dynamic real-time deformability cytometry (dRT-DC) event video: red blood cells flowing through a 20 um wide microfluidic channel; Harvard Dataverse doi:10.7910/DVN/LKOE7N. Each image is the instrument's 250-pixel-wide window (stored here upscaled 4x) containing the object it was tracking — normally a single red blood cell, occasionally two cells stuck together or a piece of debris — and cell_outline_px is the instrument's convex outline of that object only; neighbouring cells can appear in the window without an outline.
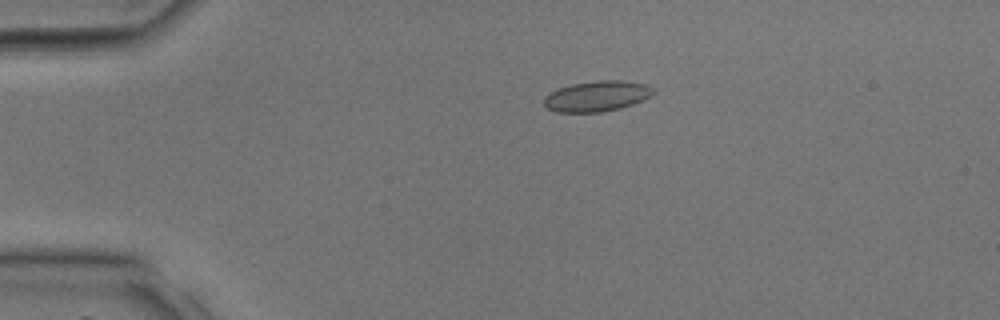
{"species": "common noctule bat (a hibernating species)", "species_latin": "Nyctalus noctula", "temperature_condition": "room temperature", "stored_images_in_passage": 29, "camera_frame_rate_fps": 3000, "um_per_image_px": 0.085, "animal": {"sex": "male", "body_mass_g": 17.9, "forearm_length_mm": 54.2}, "frame": {"image": 1, "passage_image": 1, "time_ms": 0.0, "image_size_px": [1000, 320], "cell_outline_px": [[656, 92], [652, 96], [632, 104], [620, 108], [600, 112], [556, 112], [548, 108], [544, 104], [544, 96], [560, 88], [572, 84], [596, 80], [620, 80], [648, 84]], "centroid_in_image_um": [50.77, 8.17], "position_along_channel_um": 34.2, "area_um2": 19.42}}
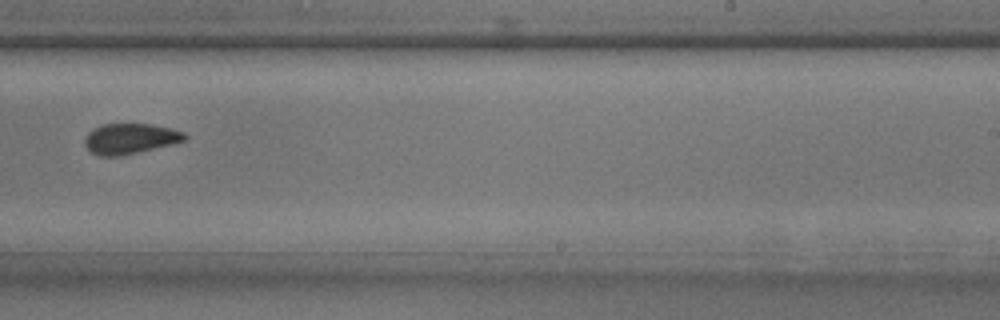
{"frame": {"image": 2, "passage_image": 16, "time_ms": 5.0, "image_size_px": [1000, 320], "cell_outline_px": [[188, 140], [172, 144], [136, 152], [116, 156], [100, 156], [92, 152], [84, 144], [84, 136], [92, 128], [100, 124], [152, 124], [184, 132], [188, 136]], "centroid_in_image_um": [11.04, 11.77], "position_along_channel_um": 278.0, "area_um2": 17.69}}
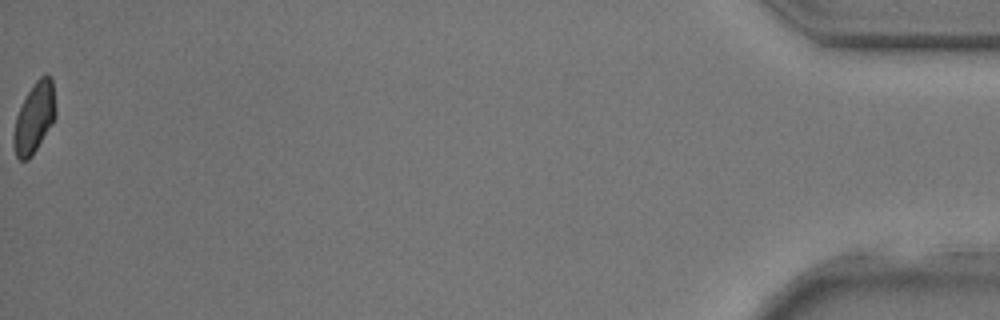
{"frame": {"image": 3, "passage_image": 29, "time_ms": 9.333, "image_size_px": [1000, 320], "cell_outline_px": [[56, 116], [52, 124], [32, 156], [28, 160], [20, 160], [16, 156], [12, 144], [12, 136], [16, 116], [32, 84], [44, 72], [48, 72], [52, 76], [56, 108]], "centroid_in_image_um": [2.93, 9.98], "position_along_channel_um": 432.3, "area_um2": 17.57}}